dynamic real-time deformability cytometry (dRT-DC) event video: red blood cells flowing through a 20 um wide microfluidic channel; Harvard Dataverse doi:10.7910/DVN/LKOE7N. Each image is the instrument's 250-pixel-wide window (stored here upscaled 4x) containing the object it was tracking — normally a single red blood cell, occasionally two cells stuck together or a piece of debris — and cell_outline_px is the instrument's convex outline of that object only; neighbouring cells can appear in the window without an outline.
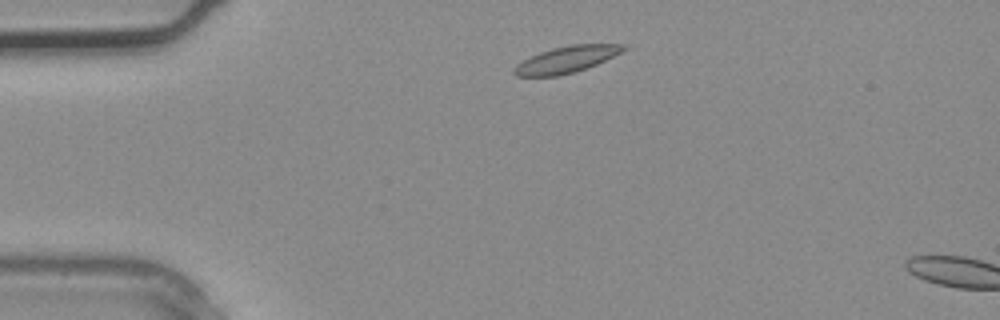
{"species": "common noctule bat (a hibernating species)", "species_latin": "Nyctalus noctula", "temperature_condition": "warm", "stored_images_in_passage": 2, "camera_frame_rate_fps": 3000, "um_per_image_px": 0.085, "animal": {"sex": "male", "body_mass_g": 20.4}, "frame": {"image": 1, "passage_image": 1, "time_ms": 0.0, "image_size_px": [1000, 320], "cell_outline_px": [[628, 48], [596, 64], [560, 76], [516, 76], [512, 72], [516, 64], [540, 52], [552, 48], [572, 44], [624, 44]], "centroid_in_image_um": [48.12, 5.05], "position_along_channel_um": 36.9, "area_um2": 16.59}}